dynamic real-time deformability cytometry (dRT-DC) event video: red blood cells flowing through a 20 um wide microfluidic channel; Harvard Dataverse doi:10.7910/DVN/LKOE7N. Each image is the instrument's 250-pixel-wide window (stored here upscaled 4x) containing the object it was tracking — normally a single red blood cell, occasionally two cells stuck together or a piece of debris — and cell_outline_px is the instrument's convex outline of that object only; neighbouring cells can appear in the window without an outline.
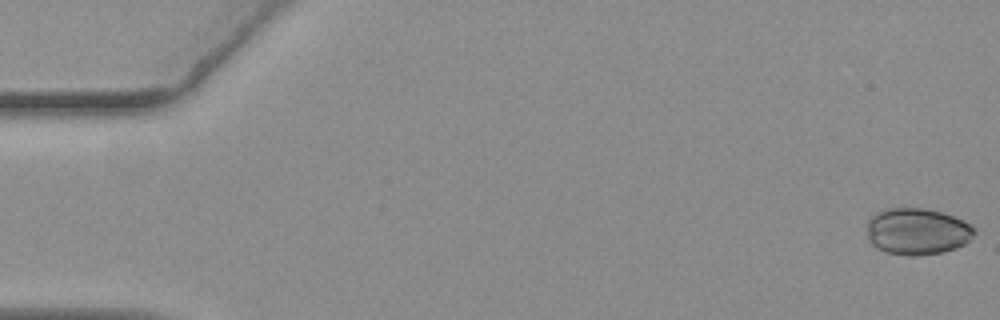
{"species": "common noctule bat (a hibernating species)", "species_latin": "Nyctalus noctula", "temperature_condition": "warm", "stored_images_in_passage": 55, "camera_frame_rate_fps": 3000, "um_per_image_px": 0.085, "animal": {"sex": "female", "body_mass_g": 19.3, "forearm_length_mm": 54.1}, "frame": {"image": 1, "passage_image": 1, "time_ms": 0.0, "image_size_px": [1000, 320], "cell_outline_px": [[976, 232], [964, 244], [956, 248], [944, 252], [916, 256], [908, 256], [884, 252], [876, 248], [868, 240], [868, 220], [876, 212], [888, 208], [924, 208], [944, 212], [964, 220], [972, 224], [976, 228]], "centroid_in_image_um": [77.98, 19.67], "position_along_channel_um": 7.0, "area_um2": 29.59}}
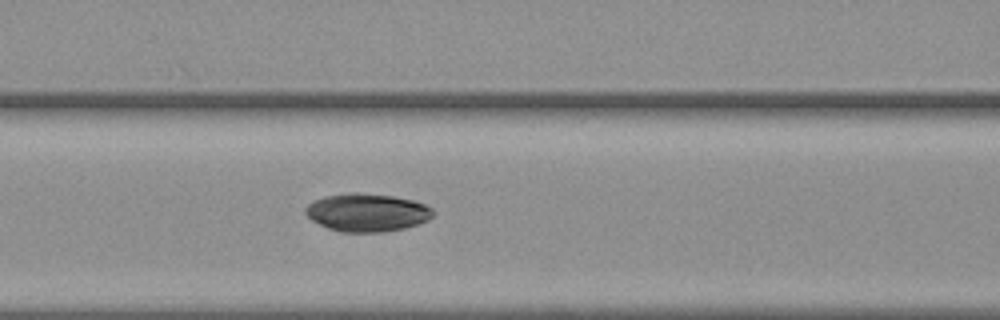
{"frame": {"image": 2, "passage_image": 24, "time_ms": 7.667, "image_size_px": [1000, 320], "cell_outline_px": [[436, 212], [428, 220], [404, 228], [384, 232], [340, 232], [328, 228], [312, 220], [304, 212], [304, 208], [308, 204], [324, 196], [352, 192], [356, 192], [392, 196], [412, 200], [424, 204], [432, 208]], "centroid_in_image_um": [31.19, 18.06], "position_along_channel_um": 135.4, "area_um2": 28.21}}
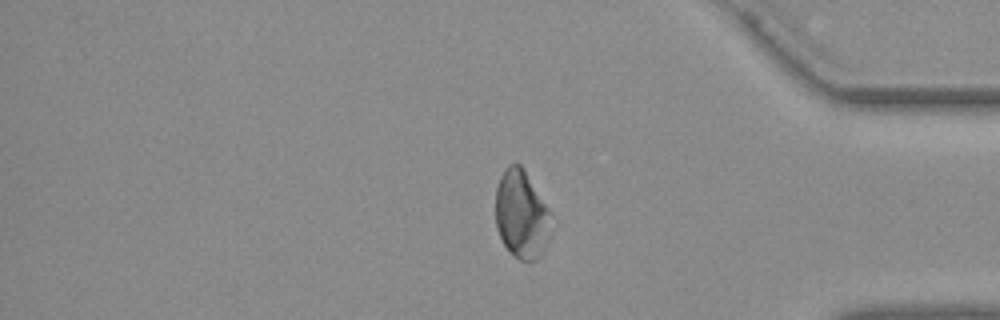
{"frame": {"image": 3, "passage_image": 47, "time_ms": 15.333, "image_size_px": [1000, 320], "cell_outline_px": [[552, 212], [548, 240], [540, 256], [536, 260], [520, 260], [504, 244], [496, 228], [496, 188], [500, 176], [504, 168], [508, 164], [516, 160], [524, 168]], "centroid_in_image_um": [44.33, 18.15], "position_along_channel_um": 390.9, "area_um2": 28.84}, "authors_computed_cell_mechanics": {"area_um2": 28.9578, "velocity_mm_per_s": 3.6443, "shape_relaxation_time_tau1_ms": 3.2081, "shape_relaxation_time_tau2_ms": null, "deformation_change_tau1": 0.0517, "deformation_change_tau2": null}}